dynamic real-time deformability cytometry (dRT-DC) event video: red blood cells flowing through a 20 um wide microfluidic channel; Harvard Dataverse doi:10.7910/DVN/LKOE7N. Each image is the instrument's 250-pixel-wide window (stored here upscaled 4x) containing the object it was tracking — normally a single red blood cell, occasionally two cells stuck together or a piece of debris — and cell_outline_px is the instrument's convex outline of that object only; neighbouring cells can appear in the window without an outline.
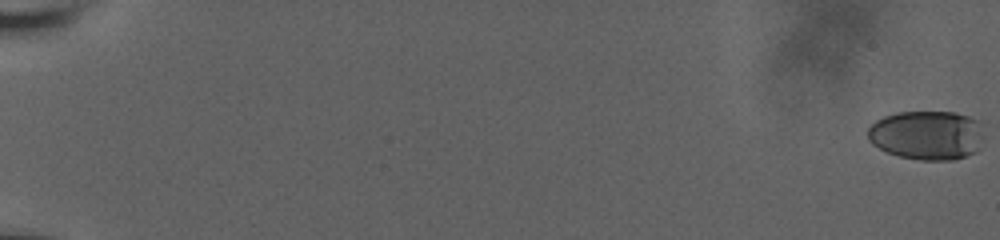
{"species": "human", "species_latin": "Homo sapiens", "temperature_condition": "room temperature", "stored_images_in_passage": 50, "camera_frame_rate_fps": 3000, "um_per_image_px": 0.085, "donor": {"sex": "male"}, "frame": {"image": 1, "passage_image": 1, "time_ms": 0.0, "image_size_px": [1000, 240], "cell_outline_px": [[980, 136], [976, 152], [952, 160], [920, 160], [900, 156], [888, 152], [872, 144], [868, 140], [868, 128], [876, 120], [884, 116], [896, 112], [956, 112], [968, 116], [976, 120]], "centroid_in_image_um": [78.71, 11.48], "position_along_channel_um": 6.3, "area_um2": 32.77}}
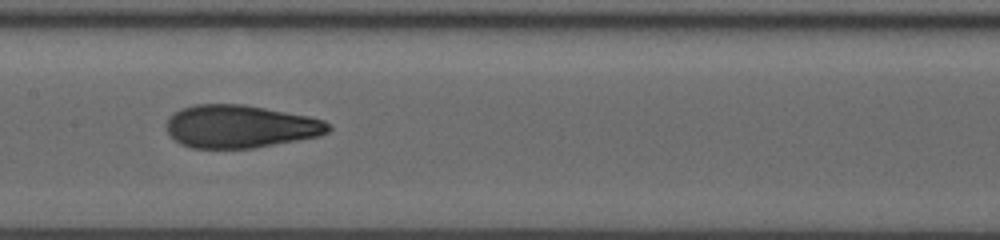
{"frame": {"image": 2, "passage_image": 28, "time_ms": 9.0, "image_size_px": [1000, 240], "cell_outline_px": [[332, 128], [328, 132], [320, 136], [252, 148], [192, 148], [180, 144], [168, 132], [168, 120], [180, 108], [196, 104], [244, 104], [308, 116], [324, 120]], "centroid_in_image_um": [20.44, 10.75], "position_along_channel_um": 187.0, "area_um2": 40.17}}
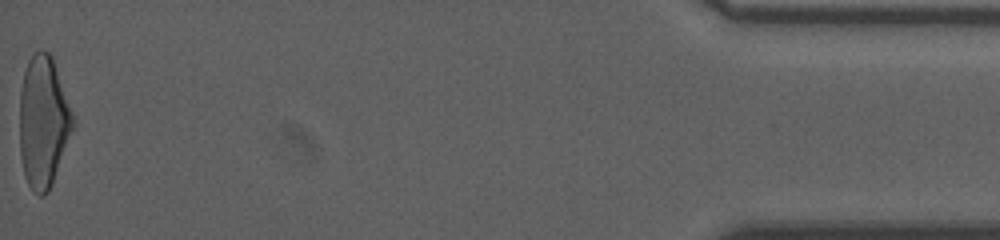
{"frame": {"image": 3, "passage_image": 50, "time_ms": 16.333, "image_size_px": [1000, 240], "cell_outline_px": [[72, 128], [52, 184], [48, 192], [44, 196], [40, 196], [32, 192], [24, 176], [20, 156], [20, 92], [24, 72], [28, 60], [40, 48], [48, 52], [52, 56], [72, 112]], "centroid_in_image_um": [3.64, 10.37], "position_along_channel_um": 431.6, "area_um2": 40.34}, "authors_computed_cell_mechanics": {"area_um2": 39.5352, "velocity_mm_per_s": 3.8599, "shape_relaxation_time_tau1_ms": 3.1875, "shape_relaxation_time_tau2_ms": 0.8015, "deformation_change_tau1": 0.1834, "deformation_change_tau2": 0.0805}}